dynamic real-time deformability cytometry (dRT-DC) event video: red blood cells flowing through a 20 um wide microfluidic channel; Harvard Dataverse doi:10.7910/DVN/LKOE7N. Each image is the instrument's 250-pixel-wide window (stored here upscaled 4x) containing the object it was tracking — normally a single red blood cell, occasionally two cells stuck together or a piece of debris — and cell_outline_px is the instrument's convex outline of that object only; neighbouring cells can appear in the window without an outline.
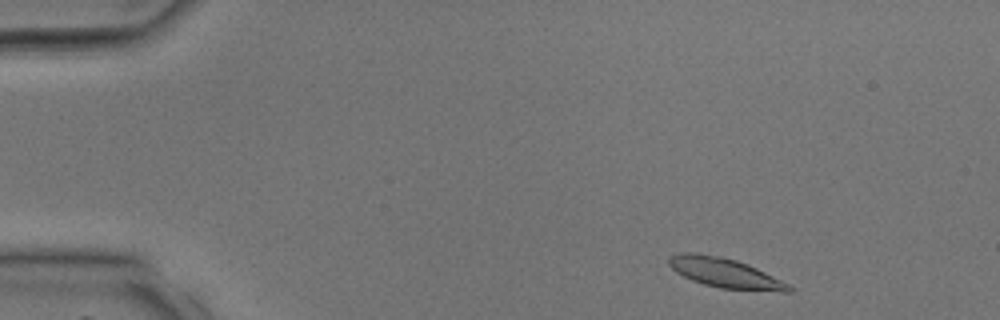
{"species": "common noctule bat (a hibernating species)", "species_latin": "Nyctalus noctula", "temperature_condition": "room temperature", "stored_images_in_passage": 9, "camera_frame_rate_fps": 3000, "um_per_image_px": 0.085, "animal": {"sex": "male", "body_mass_g": 17.9, "forearm_length_mm": 54.2}, "frame": {"image": 1, "passage_image": 2, "time_ms": 0.333, "image_size_px": [1000, 320], "cell_outline_px": [[792, 292], [784, 292], [720, 288], [704, 284], [692, 280], [676, 272], [668, 264], [668, 260], [672, 256], [680, 252], [696, 252], [720, 256], [736, 260], [748, 264], [788, 284], [792, 288]], "centroid_in_image_um": [61.6, 23.19], "position_along_channel_um": 23.4, "area_um2": 20.58}}